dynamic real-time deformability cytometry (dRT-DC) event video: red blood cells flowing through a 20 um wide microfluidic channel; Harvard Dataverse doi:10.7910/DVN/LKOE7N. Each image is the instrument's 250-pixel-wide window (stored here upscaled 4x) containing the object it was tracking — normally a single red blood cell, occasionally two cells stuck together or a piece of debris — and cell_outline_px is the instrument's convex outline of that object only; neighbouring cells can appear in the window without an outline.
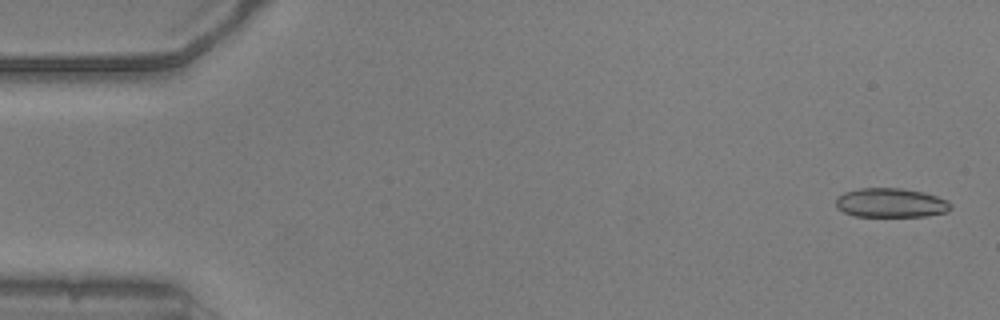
{"species": "common noctule bat (a hibernating species)", "species_latin": "Nyctalus noctula", "temperature_condition": "warm", "stored_images_in_passage": 53, "camera_frame_rate_fps": 3000, "um_per_image_px": 0.085, "animal": {"sex": "male", "body_mass_g": 20.5, "forearm_length_mm": 52.5}, "frame": {"image": 1, "passage_image": 2, "time_ms": 0.333, "image_size_px": [1000, 320], "cell_outline_px": [[952, 208], [948, 212], [928, 216], [856, 216], [844, 212], [836, 208], [836, 200], [844, 192], [860, 188], [900, 188], [924, 192], [948, 200], [952, 204]], "centroid_in_image_um": [75.76, 17.24], "position_along_channel_um": 9.2, "area_um2": 19.65}}
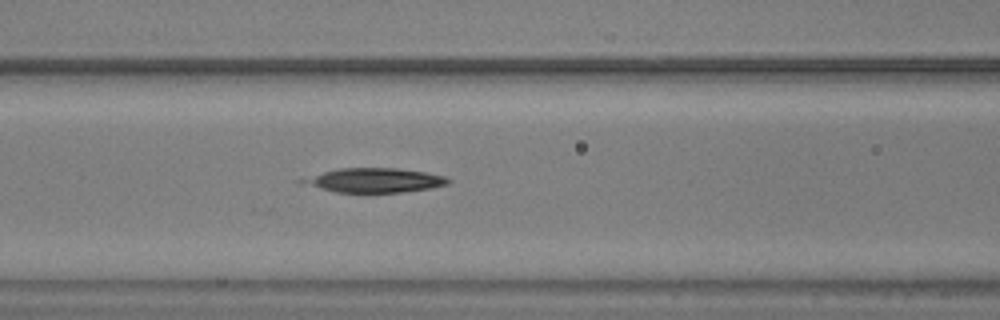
{"frame": {"image": 2, "passage_image": 22, "time_ms": 7.0, "image_size_px": [1000, 320], "cell_outline_px": [[452, 180], [448, 184], [432, 188], [400, 192], [336, 192], [296, 180], [324, 172], [340, 168], [396, 168], [424, 172], [444, 176]], "centroid_in_image_um": [31.9, 15.32], "position_along_channel_um": 134.7, "area_um2": 20.17}}
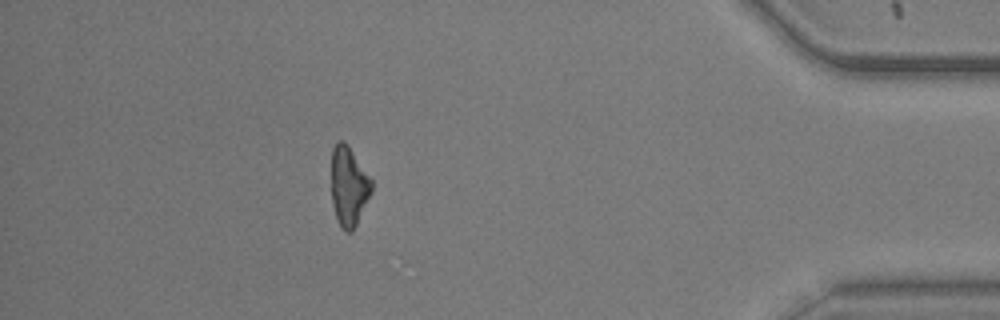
{"frame": {"image": 3, "passage_image": 47, "time_ms": 15.333, "image_size_px": [1000, 320], "cell_outline_px": [[372, 192], [352, 232], [348, 232], [340, 228], [336, 220], [332, 204], [332, 148], [336, 140], [344, 140], [348, 144], [372, 180]], "centroid_in_image_um": [29.63, 15.82], "position_along_channel_um": 405.6, "area_um2": 18.79}, "authors_computed_cell_mechanics": {"area_um2": 20.4612, "velocity_mm_per_s": 3.8442, "shape_relaxation_time_tau1_ms": 3.5301, "shape_relaxation_time_tau2_ms": 2.544, "deformation_change_tau1": 0.1461, "deformation_change_tau2": 0.0761}}